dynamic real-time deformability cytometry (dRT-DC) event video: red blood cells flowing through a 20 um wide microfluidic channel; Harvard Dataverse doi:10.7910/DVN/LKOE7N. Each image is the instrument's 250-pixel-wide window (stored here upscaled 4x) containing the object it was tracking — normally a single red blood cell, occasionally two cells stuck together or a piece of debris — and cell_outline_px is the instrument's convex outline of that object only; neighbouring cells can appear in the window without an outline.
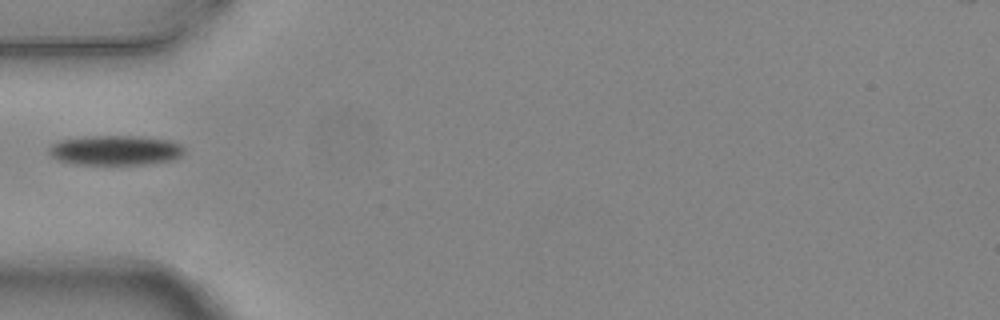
{"species": "common noctule bat (a hibernating species)", "species_latin": "Nyctalus noctula", "temperature_condition": "warm", "stored_images_in_passage": 1, "camera_frame_rate_fps": 3000, "um_per_image_px": 0.085, "animal": {"sex": "female", "body_mass_g": 24.6, "forearm_length_mm": 56.2}, "frame": {"image": 1, "passage_image": 1, "time_ms": 0.0, "image_size_px": [1000, 320], "cell_outline_px": [[184, 152], [180, 156], [172, 160], [144, 164], [72, 164], [60, 160], [52, 156], [48, 152], [48, 148], [52, 144], [60, 140], [84, 136], [140, 136], [168, 140], [180, 144], [184, 148]], "centroid_in_image_um": [9.79, 12.76], "position_along_channel_um": 75.2, "area_um2": 23.47}}